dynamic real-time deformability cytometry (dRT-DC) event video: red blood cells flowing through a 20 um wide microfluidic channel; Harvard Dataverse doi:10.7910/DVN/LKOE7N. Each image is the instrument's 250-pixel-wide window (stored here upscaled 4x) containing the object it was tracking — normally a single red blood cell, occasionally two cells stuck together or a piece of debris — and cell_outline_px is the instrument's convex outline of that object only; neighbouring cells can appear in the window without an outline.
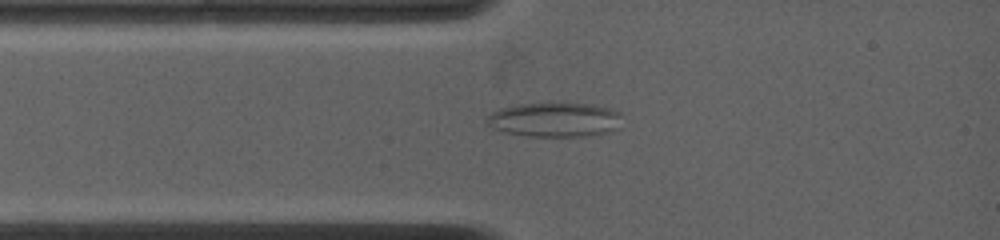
{"species": "common noctule bat (a hibernating species)", "species_latin": "Nyctalus noctula", "temperature_condition": "warm", "stored_images_in_passage": 65, "camera_frame_rate_fps": 4500, "um_per_image_px": 0.085, "animal": {"sex": "female", "body_mass_g": 19.0, "forearm_length_mm": 53.3}, "frame": {"image": 1, "passage_image": 9, "time_ms": 1.778, "image_size_px": [1000, 240], "cell_outline_px": [[620, 128], [608, 132], [588, 136], [528, 136], [504, 132], [488, 124], [488, 116], [492, 112], [500, 108], [516, 104], [588, 104], [608, 108], [620, 112]], "centroid_in_image_um": [47.18, 10.18], "position_along_channel_um": 37.8, "area_um2": 26.76}}
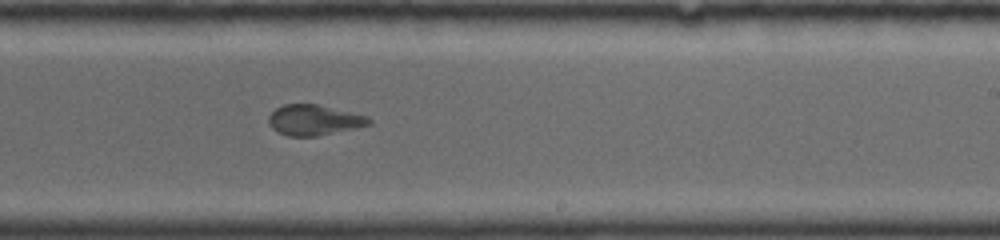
{"frame": {"image": 2, "passage_image": 35, "time_ms": 7.556, "image_size_px": [1000, 240], "cell_outline_px": [[372, 124], [316, 136], [288, 136], [276, 132], [268, 124], [268, 116], [276, 108], [284, 104], [316, 104], [368, 116], [372, 120]], "centroid_in_image_um": [26.66, 10.2], "position_along_channel_um": 262.3, "area_um2": 17.74}}
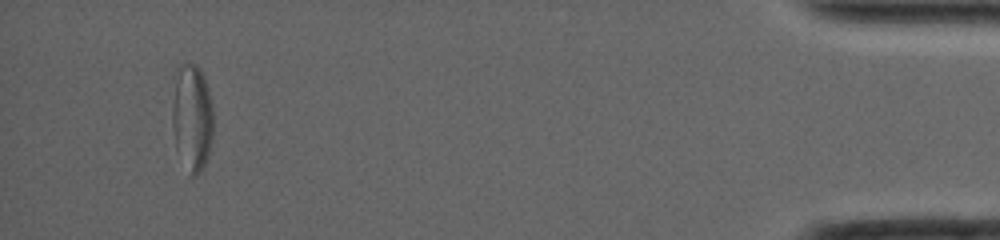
{"frame": {"image": 3, "passage_image": 65, "time_ms": 14.222, "image_size_px": [1000, 240], "cell_outline_px": [[212, 136], [208, 156], [200, 172], [196, 176], [192, 176], [176, 148], [172, 124], [172, 112], [176, 68], [180, 64], [196, 64], [200, 68], [204, 76], [208, 88], [212, 108]], "centroid_in_image_um": [16.32, 9.94], "position_along_channel_um": 418.9, "area_um2": 25.37}, "authors_computed_cell_mechanics": {"area_um2": 20.8658, "velocity_mm_per_s": 3.9019, "shape_relaxation_time_tau1_ms": null, "shape_relaxation_time_tau2_ms": 2.4722, "deformation_change_tau1": null, "deformation_change_tau2": 0.0936}}